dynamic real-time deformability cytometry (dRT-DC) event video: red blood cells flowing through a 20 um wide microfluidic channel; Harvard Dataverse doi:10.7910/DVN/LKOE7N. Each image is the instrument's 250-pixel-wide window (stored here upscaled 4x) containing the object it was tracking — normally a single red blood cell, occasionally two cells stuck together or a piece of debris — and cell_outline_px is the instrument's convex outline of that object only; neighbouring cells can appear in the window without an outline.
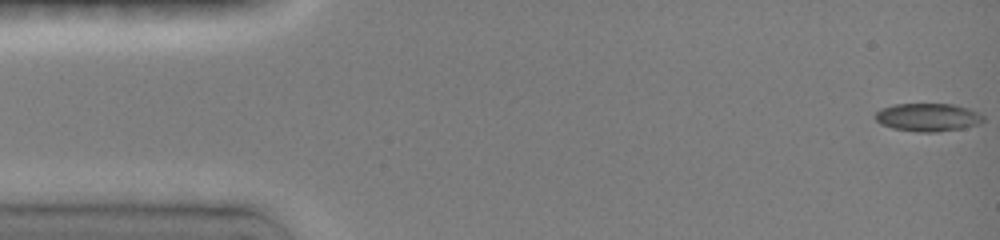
{"species": "common noctule bat (a hibernating species)", "species_latin": "Nyctalus noctula", "temperature_condition": "room temperature", "stored_images_in_passage": 40, "camera_frame_rate_fps": 3000, "um_per_image_px": 0.085, "animal": {"sex": "female", "body_mass_g": 19.0, "forearm_length_mm": 51.5}, "frame": {"image": 1, "passage_image": 1, "time_ms": 0.0, "image_size_px": [1000, 240], "cell_outline_px": [[984, 120], [980, 124], [964, 128], [936, 132], [916, 132], [892, 128], [880, 124], [872, 116], [880, 108], [892, 104], [952, 104], [968, 108], [984, 116]], "centroid_in_image_um": [78.83, 9.97], "position_along_channel_um": 6.2, "area_um2": 17.92}}
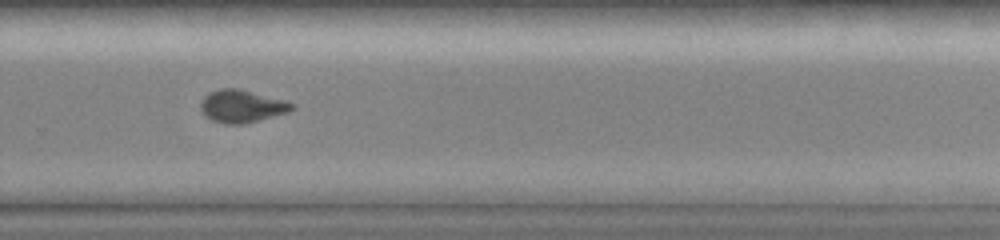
{"frame": {"image": 2, "passage_image": 27, "time_ms": 10.667, "image_size_px": [1000, 240], "cell_outline_px": [[296, 108], [288, 112], [244, 124], [224, 124], [212, 120], [204, 116], [200, 108], [200, 104], [204, 96], [208, 92], [220, 88], [236, 88], [284, 100], [296, 104]], "centroid_in_image_um": [20.53, 9.03], "position_along_channel_um": 309.3, "area_um2": 17.4}}
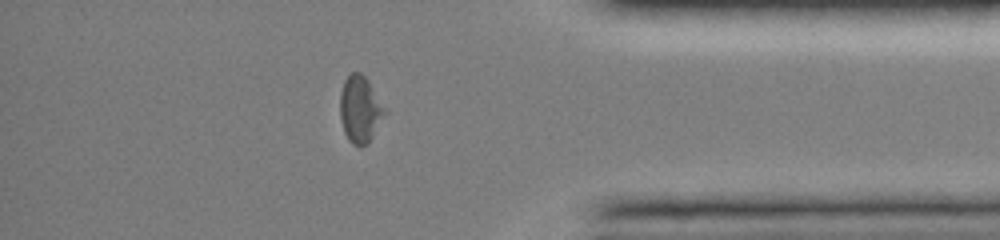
{"frame": {"image": 3, "passage_image": 34, "time_ms": 13.333, "image_size_px": [1000, 240], "cell_outline_px": [[388, 112], [368, 144], [352, 144], [348, 140], [344, 132], [340, 116], [340, 92], [344, 80], [352, 72], [360, 72], [368, 80]], "centroid_in_image_um": [30.62, 9.28], "position_along_channel_um": 404.6, "area_um2": 17.46}, "authors_computed_cell_mechanics": {"area_um2": 17.2822, "velocity_mm_per_s": 4.0224, "shape_relaxation_time_tau1_ms": null, "shape_relaxation_time_tau2_ms": 2.1158, "deformation_change_tau1": null, "deformation_change_tau2": 0.0597}}